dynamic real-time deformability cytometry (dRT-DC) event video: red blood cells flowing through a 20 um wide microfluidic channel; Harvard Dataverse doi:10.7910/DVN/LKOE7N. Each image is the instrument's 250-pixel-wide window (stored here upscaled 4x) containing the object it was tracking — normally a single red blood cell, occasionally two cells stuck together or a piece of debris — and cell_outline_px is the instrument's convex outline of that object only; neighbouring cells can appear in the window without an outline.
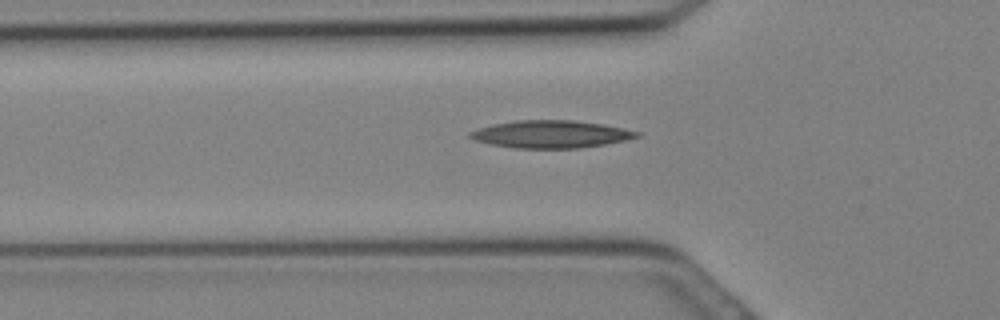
{"species": "Egyptian fruit bat (a non-hibernating species)", "species_latin": "Rousettus aegyptiacus", "temperature_condition": "cold", "stored_images_in_passage": 14, "camera_frame_rate_fps": 3000, "um_per_image_px": 0.085, "animal": {"sex": "female"}, "frame": {"image": 1, "passage_image": 2, "time_ms": 0.333, "image_size_px": [1000, 320], "cell_outline_px": [[640, 136], [624, 140], [604, 144], [580, 148], [512, 148], [492, 144], [476, 140], [468, 136], [468, 132], [492, 124], [516, 120], [572, 120], [604, 124], [624, 128], [640, 132]], "centroid_in_image_um": [46.82, 11.4], "position_along_channel_um": 79.0, "area_um2": 26.65}}
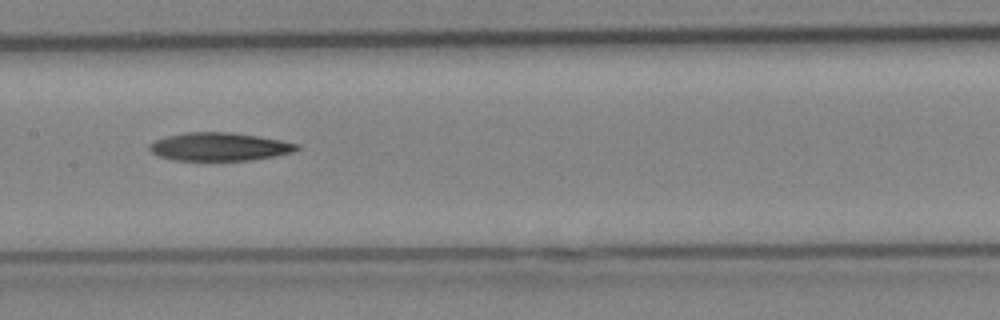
{"frame": {"image": 2, "passage_image": 7, "time_ms": 2.0, "image_size_px": [1000, 320], "cell_outline_px": [[300, 148], [292, 152], [252, 160], [172, 160], [160, 156], [152, 152], [148, 148], [148, 144], [156, 140], [168, 136], [184, 132], [232, 132], [280, 140], [300, 144]], "centroid_in_image_um": [18.63, 12.47], "position_along_channel_um": 188.8, "area_um2": 24.04}}
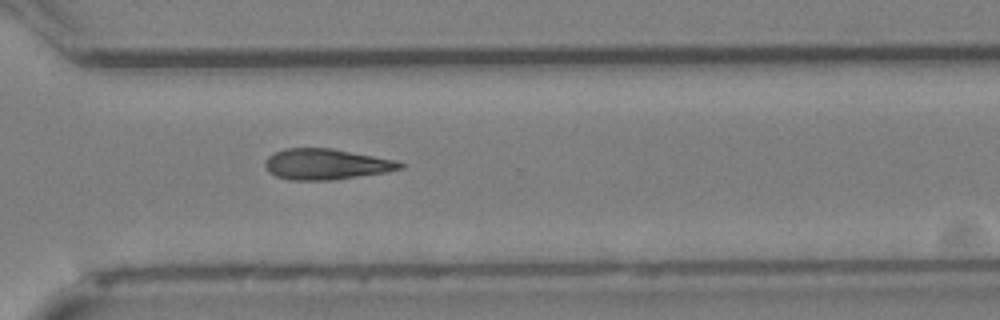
{"frame": {"image": 3, "passage_image": 14, "time_ms": 4.333, "image_size_px": [1000, 320], "cell_outline_px": [[404, 168], [388, 172], [332, 180], [288, 180], [276, 176], [268, 172], [264, 164], [264, 160], [268, 156], [284, 148], [332, 148], [396, 160], [404, 164]], "centroid_in_image_um": [27.72, 13.96], "position_along_channel_um": 342.9, "area_um2": 24.39}}